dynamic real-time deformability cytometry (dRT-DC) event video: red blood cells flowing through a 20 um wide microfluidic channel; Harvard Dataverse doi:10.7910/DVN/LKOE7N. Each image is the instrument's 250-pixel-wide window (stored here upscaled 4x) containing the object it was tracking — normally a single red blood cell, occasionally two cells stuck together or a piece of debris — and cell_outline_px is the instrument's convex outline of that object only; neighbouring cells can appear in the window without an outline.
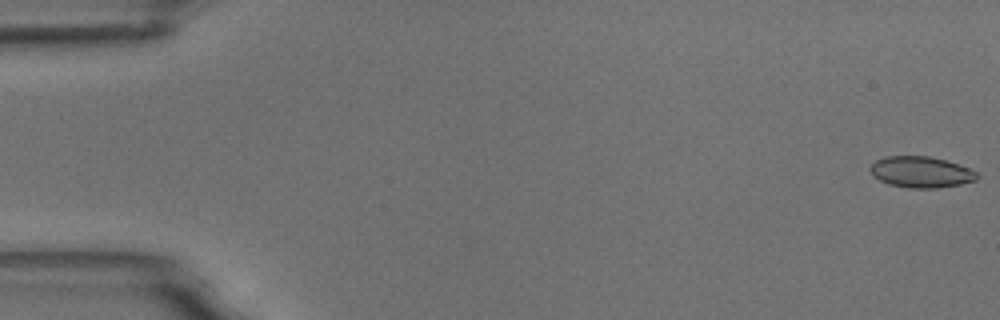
{"species": "common noctule bat (a hibernating species)", "species_latin": "Nyctalus noctula", "temperature_condition": "room temperature", "stored_images_in_passage": 5, "camera_frame_rate_fps": 3000, "um_per_image_px": 0.085, "animal": {"sex": "male", "body_mass_g": 18.8}, "frame": {"image": 1, "passage_image": 1, "time_ms": 0.0, "image_size_px": [1000, 320], "cell_outline_px": [[976, 180], [960, 184], [936, 188], [908, 188], [888, 184], [872, 176], [868, 168], [876, 160], [884, 156], [928, 156], [944, 160], [968, 168], [976, 172]], "centroid_in_image_um": [78.21, 14.63], "position_along_channel_um": 6.8, "area_um2": 19.25}}